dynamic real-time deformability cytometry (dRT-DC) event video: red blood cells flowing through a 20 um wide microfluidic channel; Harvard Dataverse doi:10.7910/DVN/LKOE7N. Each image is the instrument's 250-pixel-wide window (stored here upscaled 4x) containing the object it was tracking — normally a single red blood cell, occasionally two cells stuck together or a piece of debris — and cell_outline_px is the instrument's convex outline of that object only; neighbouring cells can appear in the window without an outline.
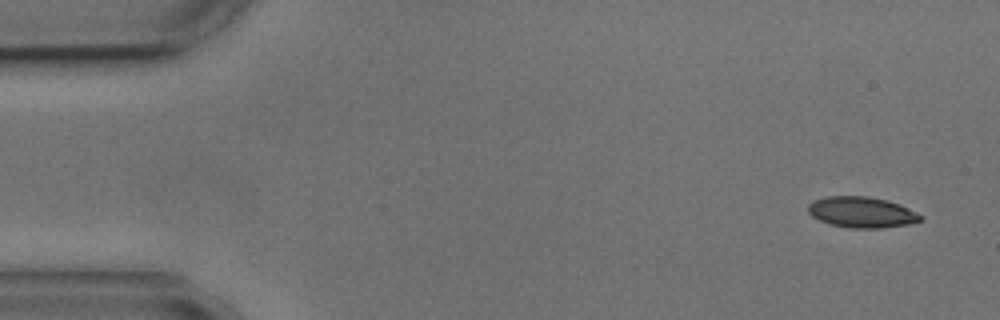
{"species": "common noctule bat (a hibernating species)", "species_latin": "Nyctalus noctula", "temperature_condition": "cold", "stored_images_in_passage": 4, "camera_frame_rate_fps": 3000, "um_per_image_px": 0.085, "animal": {"sex": "male", "body_mass_g": 17.9, "forearm_length_mm": 54.2}, "frame": {"image": 1, "passage_image": 1, "time_ms": 0.0, "image_size_px": [1000, 320], "cell_outline_px": [[924, 220], [908, 224], [880, 228], [852, 228], [828, 224], [812, 216], [808, 212], [808, 204], [812, 200], [828, 196], [868, 196], [888, 200], [900, 204], [924, 216]], "centroid_in_image_um": [73.25, 18.03], "position_along_channel_um": 11.7, "area_um2": 20.4}}
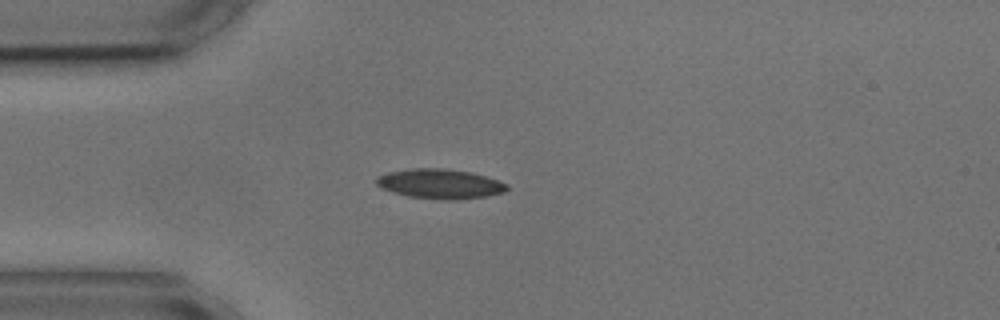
{"frame": {"image": 2, "passage_image": 4, "time_ms": 3.667, "image_size_px": [1000, 320], "cell_outline_px": [[508, 188], [504, 192], [488, 196], [452, 200], [444, 200], [408, 196], [392, 192], [380, 188], [376, 184], [376, 176], [388, 172], [412, 168], [440, 168], [472, 172], [508, 184]], "centroid_in_image_um": [37.37, 15.63], "position_along_channel_um": 47.6, "area_um2": 22.6}}